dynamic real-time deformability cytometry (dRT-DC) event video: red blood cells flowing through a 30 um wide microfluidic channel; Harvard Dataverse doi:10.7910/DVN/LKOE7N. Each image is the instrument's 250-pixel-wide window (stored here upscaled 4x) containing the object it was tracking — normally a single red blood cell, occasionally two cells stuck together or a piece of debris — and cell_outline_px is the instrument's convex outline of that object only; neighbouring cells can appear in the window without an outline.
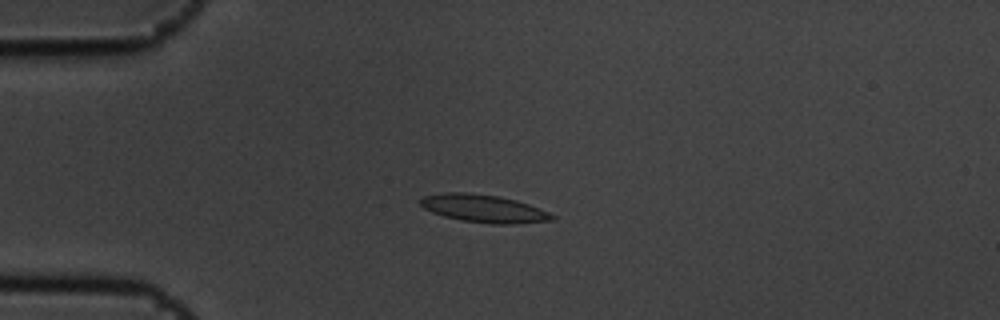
{"species": "common noctule bat (a hibernating species)", "species_latin": "Nyctalus noctula", "temperature_condition": "cold", "stored_images_in_passage": 5, "camera_frame_rate_fps": 3000, "um_per_image_px": 0.085, "animal": {"sex": "male", "body_mass_g": 19.5, "forearm_length_mm": 54.6}, "frame": {"image": 1, "passage_image": 3, "time_ms": 0.667, "image_size_px": [1000, 320], "cell_outline_px": [[556, 220], [516, 224], [492, 224], [460, 220], [444, 216], [432, 212], [424, 208], [420, 204], [420, 200], [424, 196], [444, 192], [468, 192], [496, 196], [516, 200], [528, 204], [548, 212], [556, 216]], "centroid_in_image_um": [41.13, 17.73], "position_along_channel_um": 43.9, "area_um2": 21.33}}
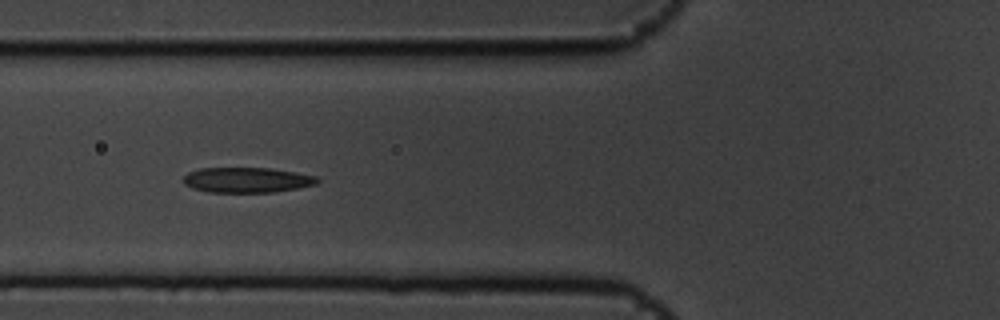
{"frame": {"image": 2, "passage_image": 5, "time_ms": 1.333, "image_size_px": [1000, 320], "cell_outline_px": [[320, 180], [316, 184], [296, 188], [272, 192], [208, 192], [192, 188], [184, 184], [184, 176], [188, 172], [200, 168], [272, 168], [316, 176]], "centroid_in_image_um": [20.97, 15.29], "position_along_channel_um": 104.8, "area_um2": 19.59}}